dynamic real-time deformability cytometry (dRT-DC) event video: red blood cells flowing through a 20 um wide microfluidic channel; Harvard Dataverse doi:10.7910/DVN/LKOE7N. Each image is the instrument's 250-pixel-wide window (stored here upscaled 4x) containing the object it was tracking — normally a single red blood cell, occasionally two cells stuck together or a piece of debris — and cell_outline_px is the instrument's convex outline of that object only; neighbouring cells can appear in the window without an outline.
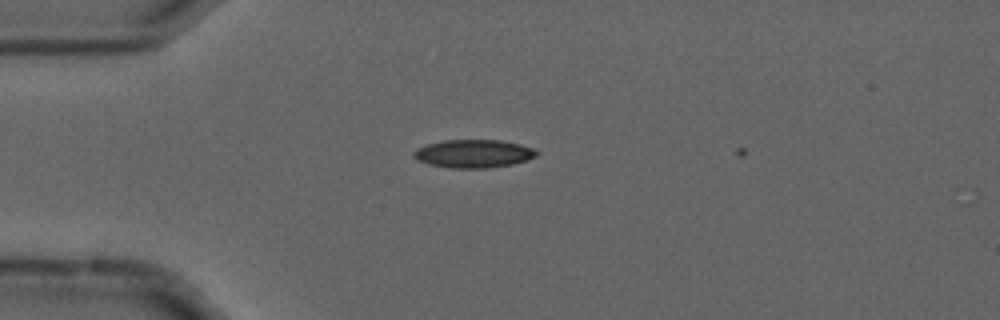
{"species": "common noctule bat (a hibernating species)", "species_latin": "Nyctalus noctula", "temperature_condition": "cold", "stored_images_in_passage": 11, "camera_frame_rate_fps": 3000, "um_per_image_px": 0.085, "animal": {"sex": "male", "forearm_length_mm": 52.5}, "frame": {"image": 1, "passage_image": 9, "time_ms": 2.667, "image_size_px": [1000, 320], "cell_outline_px": [[540, 152], [536, 156], [528, 160], [512, 164], [488, 168], [452, 168], [428, 164], [416, 160], [412, 156], [412, 152], [416, 148], [428, 144], [444, 140], [500, 140], [520, 144], [532, 148]], "centroid_in_image_um": [40.23, 13.06], "position_along_channel_um": 44.8, "area_um2": 20.29}}